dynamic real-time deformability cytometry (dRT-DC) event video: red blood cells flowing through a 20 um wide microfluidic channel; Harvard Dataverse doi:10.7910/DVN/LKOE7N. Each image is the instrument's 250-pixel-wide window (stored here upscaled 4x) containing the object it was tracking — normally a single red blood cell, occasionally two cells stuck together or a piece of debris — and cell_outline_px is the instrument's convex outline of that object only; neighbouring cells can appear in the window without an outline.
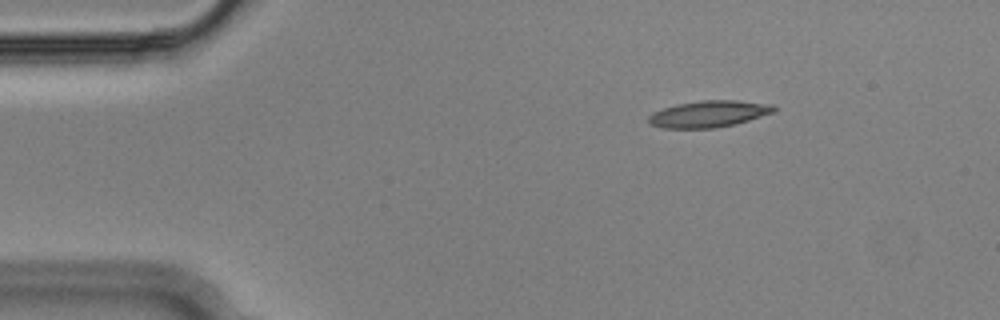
{"species": "Egyptian fruit bat (a non-hibernating species)", "species_latin": "Rousettus aegyptiacus", "temperature_condition": "cold", "stored_images_in_passage": 47, "camera_frame_rate_fps": 3000, "um_per_image_px": 0.085, "animal": {"sex": "male"}, "frame": {"image": 1, "passage_image": 1, "time_ms": 0.0, "image_size_px": [1000, 320], "cell_outline_px": [[776, 112], [736, 124], [716, 128], [660, 128], [648, 124], [648, 116], [652, 112], [676, 104], [700, 100], [736, 100], [772, 104], [776, 108]], "centroid_in_image_um": [60.24, 9.69], "position_along_channel_um": 24.8, "area_um2": 19.71}}
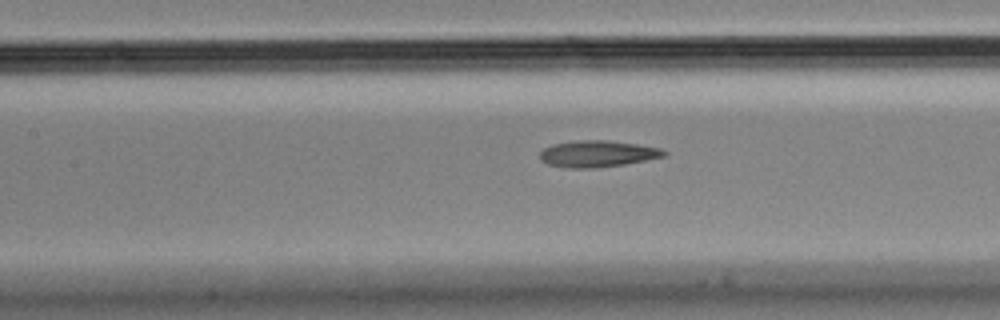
{"frame": {"image": 2, "passage_image": 17, "time_ms": 5.333, "image_size_px": [1000, 320], "cell_outline_px": [[668, 156], [624, 164], [596, 168], [564, 168], [548, 164], [540, 160], [540, 152], [544, 148], [552, 144], [576, 140], [604, 140], [636, 144], [660, 148], [668, 152]], "centroid_in_image_um": [50.78, 13.08], "position_along_channel_um": 156.6, "area_um2": 19.31}}
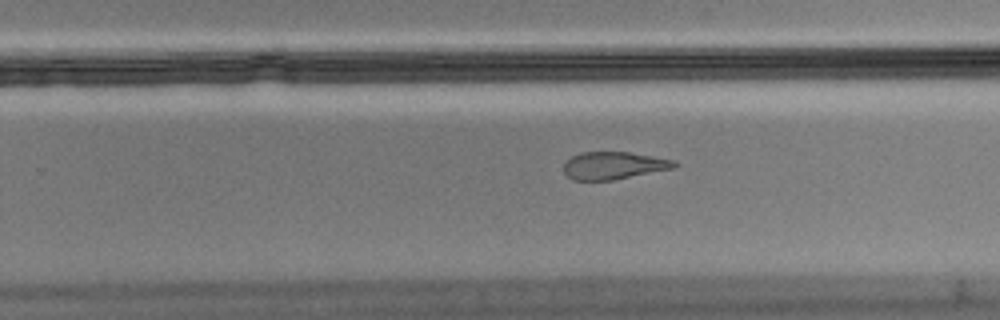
{"frame": {"image": 3, "passage_image": 27, "time_ms": 8.667, "image_size_px": [1000, 320], "cell_outline_px": [[680, 164], [676, 168], [612, 180], [572, 180], [564, 172], [564, 160], [580, 152], [628, 152], [676, 160]], "centroid_in_image_um": [52.18, 14.06], "position_along_channel_um": 277.6, "area_um2": 17.92}, "authors_computed_cell_mechanics": {"area_um2": 19.652, "velocity_mm_per_s": 3.6423, "shape_relaxation_time_tau1_ms": null, "shape_relaxation_time_tau2_ms": 2.995, "deformation_change_tau1": null, "deformation_change_tau2": 0.1117}}